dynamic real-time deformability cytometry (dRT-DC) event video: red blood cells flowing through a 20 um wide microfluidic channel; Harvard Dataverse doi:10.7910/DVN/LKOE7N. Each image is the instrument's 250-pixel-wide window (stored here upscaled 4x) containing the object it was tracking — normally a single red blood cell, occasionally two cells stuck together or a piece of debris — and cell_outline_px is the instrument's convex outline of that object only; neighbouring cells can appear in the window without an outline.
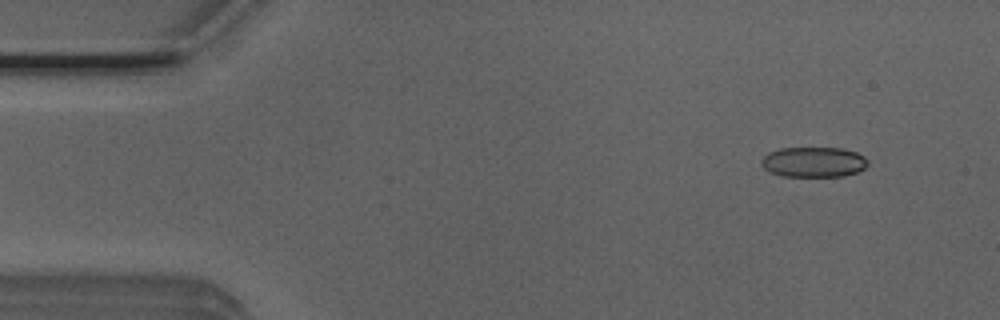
{"species": "Egyptian fruit bat (a non-hibernating species)", "species_latin": "Rousettus aegyptiacus", "temperature_condition": "room temperature", "stored_images_in_passage": 52, "camera_frame_rate_fps": 3000, "um_per_image_px": 0.085, "animal": {"sex": "male"}, "frame": {"image": 1, "passage_image": 5, "time_ms": 1.333, "image_size_px": [1000, 320], "cell_outline_px": [[868, 164], [864, 168], [856, 172], [844, 176], [784, 176], [768, 172], [760, 164], [760, 160], [768, 152], [780, 148], [840, 148], [856, 152], [864, 156], [868, 160]], "centroid_in_image_um": [69.13, 13.77], "position_along_channel_um": 15.9, "area_um2": 18.84}}
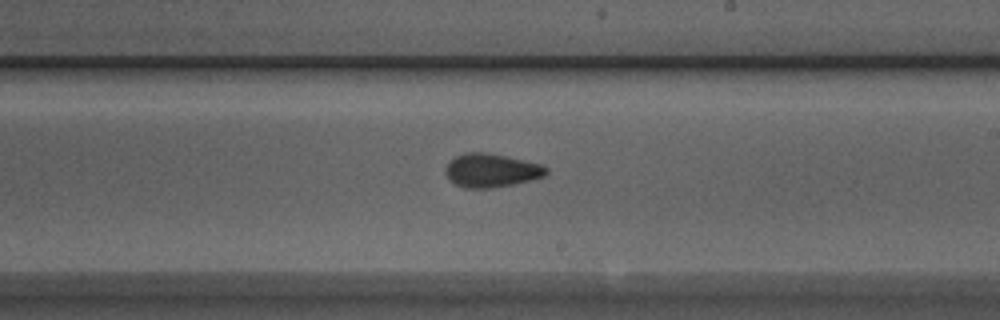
{"frame": {"image": 2, "passage_image": 30, "time_ms": 9.667, "image_size_px": [1000, 320], "cell_outline_px": [[548, 172], [544, 176], [512, 184], [492, 188], [464, 188], [456, 184], [444, 172], [444, 168], [456, 156], [464, 152], [484, 152], [504, 156], [540, 164], [548, 168]], "centroid_in_image_um": [41.74, 14.48], "position_along_channel_um": 247.3, "area_um2": 19.36}}
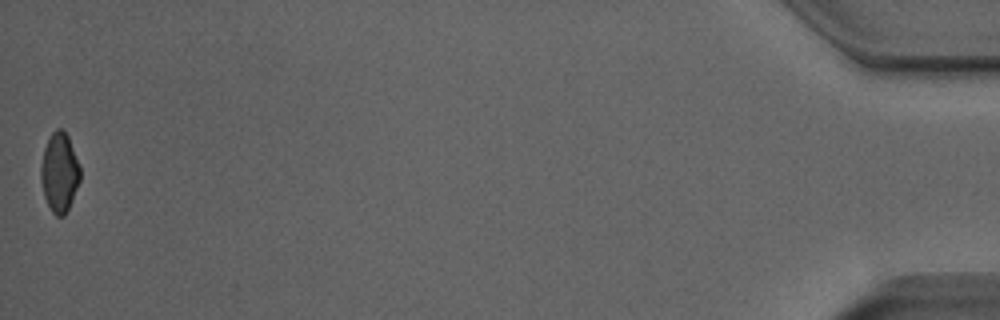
{"frame": {"image": 3, "passage_image": 52, "time_ms": 17.0, "image_size_px": [1000, 320], "cell_outline_px": [[80, 180], [72, 200], [64, 216], [56, 216], [52, 212], [44, 196], [40, 176], [40, 168], [44, 148], [52, 132], [56, 128], [60, 128], [68, 136], [80, 168]], "centroid_in_image_um": [5.04, 14.66], "position_along_channel_um": 430.2, "area_um2": 17.92}, "authors_computed_cell_mechanics": {"area_um2": 19.074, "velocity_mm_per_s": 3.9269, "shape_relaxation_time_tau1_ms": 3.9609, "shape_relaxation_time_tau2_ms": 3.1554, "deformation_change_tau1": 0.1109, "deformation_change_tau2": 0.0651}}